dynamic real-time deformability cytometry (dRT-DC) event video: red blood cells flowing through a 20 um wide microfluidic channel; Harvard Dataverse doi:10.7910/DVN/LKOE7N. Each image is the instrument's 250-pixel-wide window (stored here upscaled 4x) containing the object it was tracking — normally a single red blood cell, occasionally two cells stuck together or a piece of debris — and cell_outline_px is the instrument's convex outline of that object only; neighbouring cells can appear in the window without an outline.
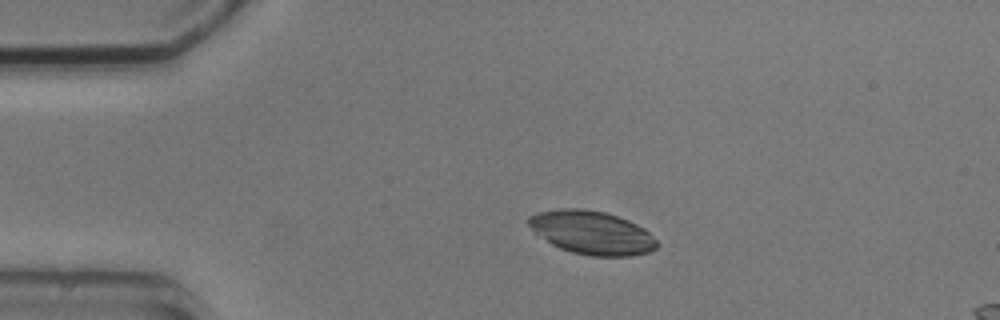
{"species": "common noctule bat (a hibernating species)", "species_latin": "Nyctalus noctula", "temperature_condition": "cold", "stored_images_in_passage": 4, "camera_frame_rate_fps": 3000, "um_per_image_px": 0.085, "animal": {"sex": "male", "body_mass_g": 20.5, "forearm_length_mm": 52.5}, "frame": {"image": 1, "passage_image": 3, "time_ms": 2.333, "image_size_px": [1000, 320], "cell_outline_px": [[660, 244], [656, 248], [648, 252], [632, 256], [592, 256], [572, 252], [560, 248], [552, 244], [536, 232], [528, 224], [528, 216], [536, 212], [560, 208], [584, 208], [604, 212], [628, 220], [644, 228]], "centroid_in_image_um": [50.32, 19.76], "position_along_channel_um": 34.7, "area_um2": 32.37}}